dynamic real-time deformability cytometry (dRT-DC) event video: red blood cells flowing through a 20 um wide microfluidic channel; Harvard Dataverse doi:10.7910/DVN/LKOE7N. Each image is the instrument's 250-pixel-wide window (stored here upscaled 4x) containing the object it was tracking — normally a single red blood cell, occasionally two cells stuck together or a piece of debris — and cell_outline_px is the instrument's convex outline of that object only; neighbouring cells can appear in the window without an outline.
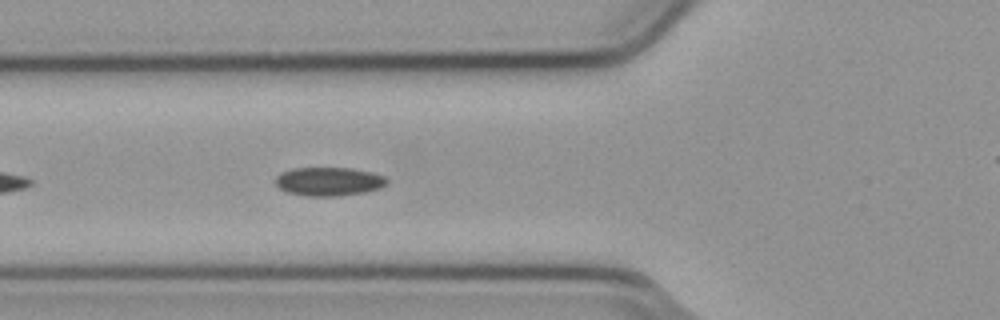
{"species": "common noctule bat (a hibernating species)", "species_latin": "Nyctalus noctula", "temperature_condition": "cold", "stored_images_in_passage": 12, "camera_frame_rate_fps": 3000, "um_per_image_px": 0.085, "animal": {"sex": "male", "body_mass_g": 23.1, "forearm_length_mm": 52.7}, "frame": {"image": 1, "passage_image": 6, "time_ms": 1.667, "image_size_px": [1000, 320], "cell_outline_px": [[388, 184], [380, 188], [364, 192], [340, 196], [308, 196], [284, 192], [276, 184], [276, 176], [280, 172], [292, 168], [352, 168], [372, 172], [384, 176], [388, 180]], "centroid_in_image_um": [27.95, 15.42], "position_along_channel_um": 97.9, "area_um2": 18.79}}
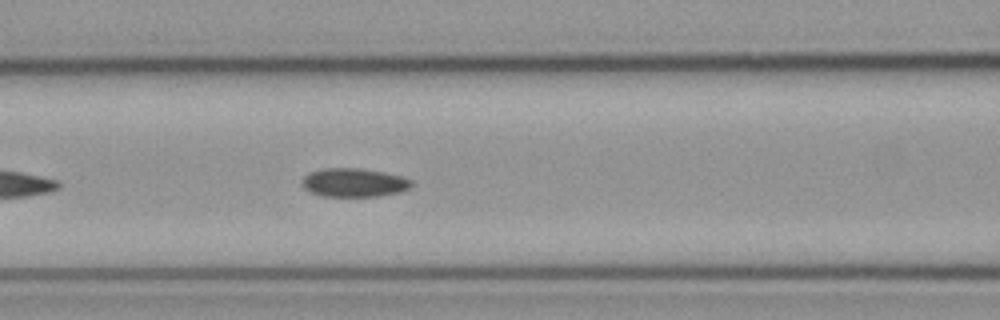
{"frame": {"image": 2, "passage_image": 9, "time_ms": 2.667, "image_size_px": [1000, 320], "cell_outline_px": [[412, 188], [400, 192], [380, 196], [320, 196], [304, 188], [304, 176], [308, 172], [324, 168], [360, 168], [384, 172], [404, 176], [412, 180]], "centroid_in_image_um": [30.15, 15.51], "position_along_channel_um": 136.5, "area_um2": 18.38}}